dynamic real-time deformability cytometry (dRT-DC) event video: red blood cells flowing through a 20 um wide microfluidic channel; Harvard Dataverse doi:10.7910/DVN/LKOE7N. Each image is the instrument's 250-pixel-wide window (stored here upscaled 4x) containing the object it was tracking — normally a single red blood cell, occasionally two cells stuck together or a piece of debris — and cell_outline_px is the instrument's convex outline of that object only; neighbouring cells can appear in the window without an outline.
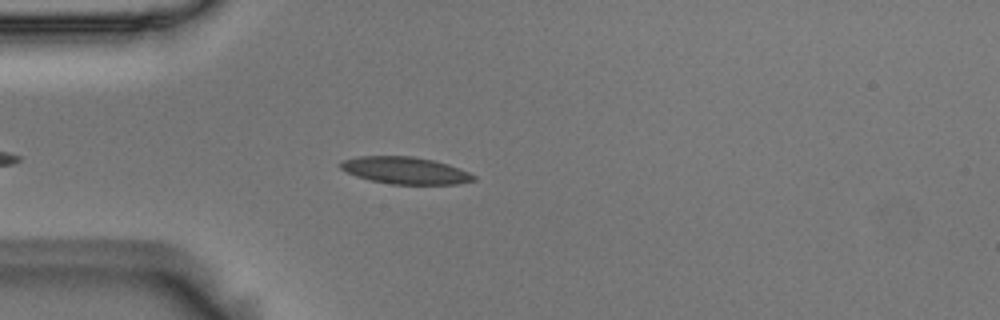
{"species": "Egyptian fruit bat (a non-hibernating species)", "species_latin": "Rousettus aegyptiacus", "temperature_condition": "room temperature", "stored_images_in_passage": 47, "camera_frame_rate_fps": 3000, "um_per_image_px": 0.085, "animal": {"sex": "male"}, "frame": {"image": 1, "passage_image": 10, "time_ms": 3.0, "image_size_px": [1000, 320], "cell_outline_px": [[476, 180], [456, 184], [392, 184], [372, 180], [356, 176], [340, 168], [340, 164], [344, 160], [360, 156], [412, 156], [432, 160], [448, 164], [460, 168], [476, 176]], "centroid_in_image_um": [34.48, 14.49], "position_along_channel_um": 50.5, "area_um2": 20.75}}
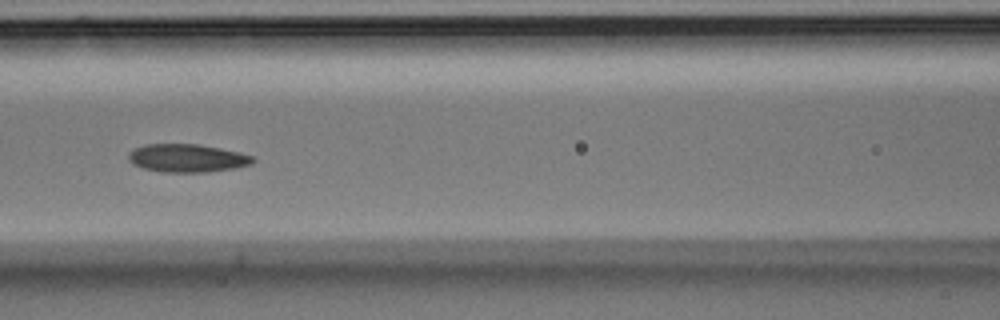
{"frame": {"image": 2, "passage_image": 19, "time_ms": 6.0, "image_size_px": [1000, 320], "cell_outline_px": [[256, 160], [252, 164], [236, 168], [208, 172], [160, 172], [144, 168], [132, 164], [128, 160], [128, 152], [144, 144], [200, 144], [240, 152], [252, 156]], "centroid_in_image_um": [15.92, 13.44], "position_along_channel_um": 150.7, "area_um2": 20.58}}
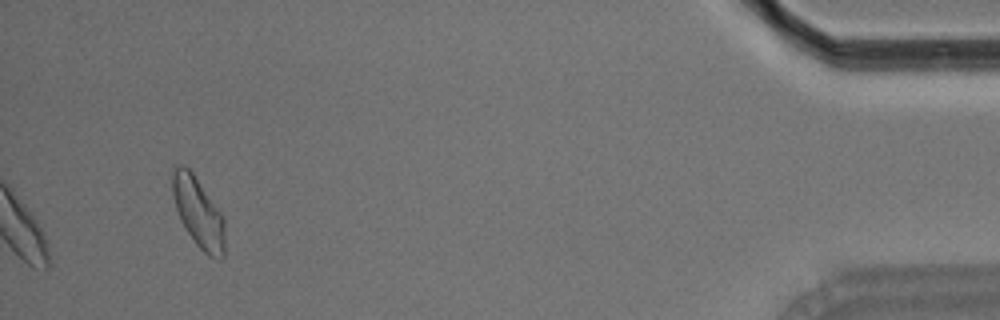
{"frame": {"image": 3, "passage_image": 47, "time_ms": 15.333, "image_size_px": [1000, 320], "cell_outline_px": [[224, 256], [208, 256], [196, 244], [180, 220], [176, 208], [172, 192], [172, 164], [184, 164], [192, 172], [224, 216]], "centroid_in_image_um": [16.83, 17.99], "position_along_channel_um": 418.4, "area_um2": 21.27}, "authors_computed_cell_mechanics": {"area_um2": 20.2878, "velocity_mm_per_s": 3.6627, "shape_relaxation_time_tau1_ms": null, "shape_relaxation_time_tau2_ms": 4.7088, "deformation_change_tau1": null, "deformation_change_tau2": 0.0934}}